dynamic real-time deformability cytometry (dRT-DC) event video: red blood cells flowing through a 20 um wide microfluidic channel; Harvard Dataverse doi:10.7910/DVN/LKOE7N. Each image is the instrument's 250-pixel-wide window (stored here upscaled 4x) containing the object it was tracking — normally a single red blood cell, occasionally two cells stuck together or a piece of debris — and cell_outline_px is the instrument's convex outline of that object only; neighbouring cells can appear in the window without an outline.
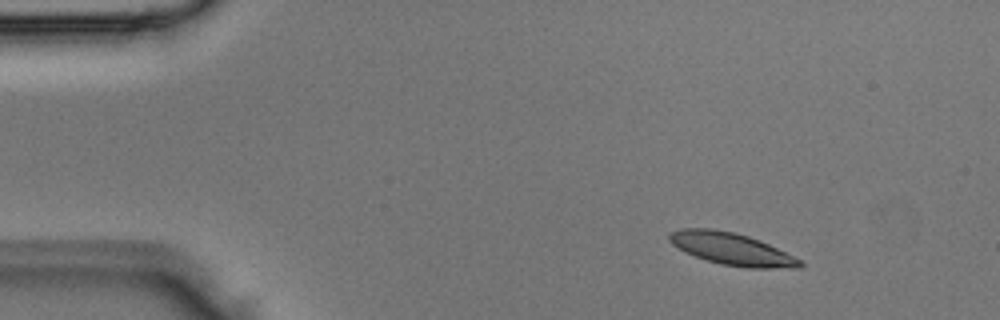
{"species": "Egyptian fruit bat (a non-hibernating species)", "species_latin": "Rousettus aegyptiacus", "temperature_condition": "room temperature", "stored_images_in_passage": 4, "segment_of_instrument_passage": [1, 2], "camera_frame_rate_fps": 3000, "um_per_image_px": 0.085, "animal": {"sex": "male"}, "frame": {"image": 1, "passage_image": 1, "time_ms": 0.0, "image_size_px": [1000, 320], "cell_outline_px": [[804, 264], [800, 268], [744, 268], [720, 264], [696, 256], [672, 244], [668, 240], [668, 236], [672, 232], [680, 228], [712, 228], [736, 232], [748, 236], [768, 244], [800, 260]], "centroid_in_image_um": [62.19, 21.15], "position_along_channel_um": 22.8, "area_um2": 24.22}}
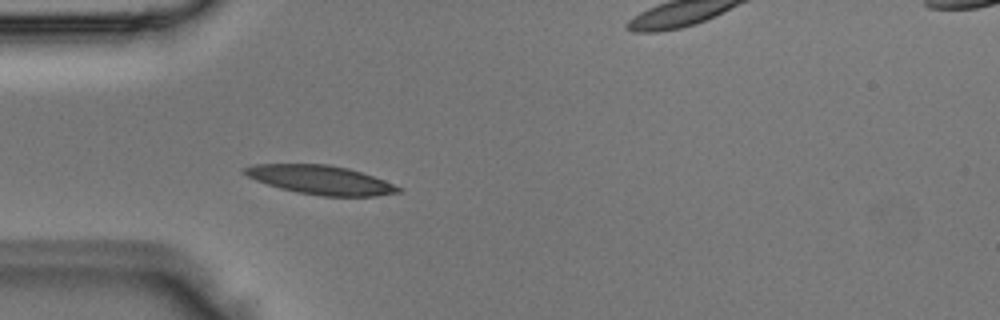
{"frame": {"image": 2, "passage_image": 3, "time_ms": 0.667, "image_size_px": [1000, 320], "cell_outline_px": [[404, 188], [400, 192], [376, 196], [324, 196], [296, 192], [280, 188], [256, 180], [240, 172], [244, 168], [252, 164], [328, 164], [348, 168], [384, 180]], "centroid_in_image_um": [27.25, 15.29], "position_along_channel_um": 57.8, "area_um2": 25.84}}